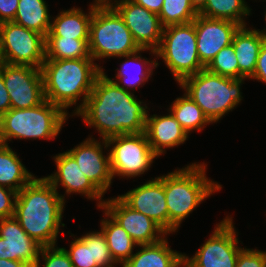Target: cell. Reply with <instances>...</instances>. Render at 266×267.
<instances>
[{"mask_svg":"<svg viewBox=\"0 0 266 267\" xmlns=\"http://www.w3.org/2000/svg\"><path fill=\"white\" fill-rule=\"evenodd\" d=\"M104 71L97 76L84 106L74 116L95 128L99 139L145 132L148 104L119 87Z\"/></svg>","mask_w":266,"mask_h":267,"instance_id":"cell-1","label":"cell"},{"mask_svg":"<svg viewBox=\"0 0 266 267\" xmlns=\"http://www.w3.org/2000/svg\"><path fill=\"white\" fill-rule=\"evenodd\" d=\"M65 202L45 178L34 177L17 192L14 217L24 231L42 247L57 245Z\"/></svg>","mask_w":266,"mask_h":267,"instance_id":"cell-2","label":"cell"},{"mask_svg":"<svg viewBox=\"0 0 266 267\" xmlns=\"http://www.w3.org/2000/svg\"><path fill=\"white\" fill-rule=\"evenodd\" d=\"M102 70L92 58L45 59L41 66L45 99L67 114L77 104L70 115L74 116L84 106Z\"/></svg>","mask_w":266,"mask_h":267,"instance_id":"cell-3","label":"cell"},{"mask_svg":"<svg viewBox=\"0 0 266 267\" xmlns=\"http://www.w3.org/2000/svg\"><path fill=\"white\" fill-rule=\"evenodd\" d=\"M207 166L205 162H194L164 174L168 236L178 232L184 219L206 198L222 189L221 184L206 176Z\"/></svg>","mask_w":266,"mask_h":267,"instance_id":"cell-4","label":"cell"},{"mask_svg":"<svg viewBox=\"0 0 266 267\" xmlns=\"http://www.w3.org/2000/svg\"><path fill=\"white\" fill-rule=\"evenodd\" d=\"M244 80L248 79L224 77L203 69L184 78L178 85L213 124L242 103L241 85Z\"/></svg>","mask_w":266,"mask_h":267,"instance_id":"cell-5","label":"cell"},{"mask_svg":"<svg viewBox=\"0 0 266 267\" xmlns=\"http://www.w3.org/2000/svg\"><path fill=\"white\" fill-rule=\"evenodd\" d=\"M69 115L46 99L32 108H11L0 117V143L9 145L12 139H55Z\"/></svg>","mask_w":266,"mask_h":267,"instance_id":"cell-6","label":"cell"},{"mask_svg":"<svg viewBox=\"0 0 266 267\" xmlns=\"http://www.w3.org/2000/svg\"><path fill=\"white\" fill-rule=\"evenodd\" d=\"M141 49L121 15L113 6L93 4L90 21L89 52L94 61L116 58Z\"/></svg>","mask_w":266,"mask_h":267,"instance_id":"cell-7","label":"cell"},{"mask_svg":"<svg viewBox=\"0 0 266 267\" xmlns=\"http://www.w3.org/2000/svg\"><path fill=\"white\" fill-rule=\"evenodd\" d=\"M194 22L171 25L163 29L156 59H162L176 83L205 69L197 53Z\"/></svg>","mask_w":266,"mask_h":267,"instance_id":"cell-8","label":"cell"},{"mask_svg":"<svg viewBox=\"0 0 266 267\" xmlns=\"http://www.w3.org/2000/svg\"><path fill=\"white\" fill-rule=\"evenodd\" d=\"M106 141L114 178L142 177L159 157L150 147L145 132L113 136Z\"/></svg>","mask_w":266,"mask_h":267,"instance_id":"cell-9","label":"cell"},{"mask_svg":"<svg viewBox=\"0 0 266 267\" xmlns=\"http://www.w3.org/2000/svg\"><path fill=\"white\" fill-rule=\"evenodd\" d=\"M238 234L232 215H226L193 256L184 253V267H236L238 254L243 249L238 245L241 242Z\"/></svg>","mask_w":266,"mask_h":267,"instance_id":"cell-10","label":"cell"},{"mask_svg":"<svg viewBox=\"0 0 266 267\" xmlns=\"http://www.w3.org/2000/svg\"><path fill=\"white\" fill-rule=\"evenodd\" d=\"M46 37L14 22L0 23V60L41 68L46 59Z\"/></svg>","mask_w":266,"mask_h":267,"instance_id":"cell-11","label":"cell"},{"mask_svg":"<svg viewBox=\"0 0 266 267\" xmlns=\"http://www.w3.org/2000/svg\"><path fill=\"white\" fill-rule=\"evenodd\" d=\"M11 108H32L45 100L41 68L0 62Z\"/></svg>","mask_w":266,"mask_h":267,"instance_id":"cell-12","label":"cell"},{"mask_svg":"<svg viewBox=\"0 0 266 267\" xmlns=\"http://www.w3.org/2000/svg\"><path fill=\"white\" fill-rule=\"evenodd\" d=\"M92 136L89 135L88 138L67 152L75 159L85 176L105 195L111 188L114 179L109 147L106 140H97Z\"/></svg>","mask_w":266,"mask_h":267,"instance_id":"cell-13","label":"cell"},{"mask_svg":"<svg viewBox=\"0 0 266 267\" xmlns=\"http://www.w3.org/2000/svg\"><path fill=\"white\" fill-rule=\"evenodd\" d=\"M56 170L51 174L44 176L52 186L58 191L61 186L64 188V194H60L66 203L65 195L80 194L88 200H95L97 209L102 208L104 194L88 179L80 170L75 159L67 152L56 154L53 157Z\"/></svg>","mask_w":266,"mask_h":267,"instance_id":"cell-14","label":"cell"},{"mask_svg":"<svg viewBox=\"0 0 266 267\" xmlns=\"http://www.w3.org/2000/svg\"><path fill=\"white\" fill-rule=\"evenodd\" d=\"M114 197L107 198L102 208L138 245L154 244L168 235L148 216L129 207L118 195Z\"/></svg>","mask_w":266,"mask_h":267,"instance_id":"cell-15","label":"cell"},{"mask_svg":"<svg viewBox=\"0 0 266 267\" xmlns=\"http://www.w3.org/2000/svg\"><path fill=\"white\" fill-rule=\"evenodd\" d=\"M113 7L123 18L140 48L156 50L161 42L164 27L158 14L150 12L132 0H121Z\"/></svg>","mask_w":266,"mask_h":267,"instance_id":"cell-16","label":"cell"},{"mask_svg":"<svg viewBox=\"0 0 266 267\" xmlns=\"http://www.w3.org/2000/svg\"><path fill=\"white\" fill-rule=\"evenodd\" d=\"M118 196L129 207L156 222L168 234V208L163 174Z\"/></svg>","mask_w":266,"mask_h":267,"instance_id":"cell-17","label":"cell"},{"mask_svg":"<svg viewBox=\"0 0 266 267\" xmlns=\"http://www.w3.org/2000/svg\"><path fill=\"white\" fill-rule=\"evenodd\" d=\"M193 22L197 38V53L204 67L222 48L232 44L235 33L241 27L230 20L211 19L199 14Z\"/></svg>","mask_w":266,"mask_h":267,"instance_id":"cell-18","label":"cell"},{"mask_svg":"<svg viewBox=\"0 0 266 267\" xmlns=\"http://www.w3.org/2000/svg\"><path fill=\"white\" fill-rule=\"evenodd\" d=\"M41 248L14 216L0 219V259L22 261L34 267Z\"/></svg>","mask_w":266,"mask_h":267,"instance_id":"cell-19","label":"cell"},{"mask_svg":"<svg viewBox=\"0 0 266 267\" xmlns=\"http://www.w3.org/2000/svg\"><path fill=\"white\" fill-rule=\"evenodd\" d=\"M163 116L148 111L145 123V134L152 150L160 157L166 149L178 147L188 140L189 135L180 123L167 111Z\"/></svg>","mask_w":266,"mask_h":267,"instance_id":"cell-20","label":"cell"},{"mask_svg":"<svg viewBox=\"0 0 266 267\" xmlns=\"http://www.w3.org/2000/svg\"><path fill=\"white\" fill-rule=\"evenodd\" d=\"M145 51H149V55L155 57L154 60L142 57L141 53ZM116 58H125V60L120 63V68L116 69L115 77L110 79L122 89L132 93H135L134 91L139 87H144L145 83L152 78L154 69L160 65L156 59V50L153 49L141 48L134 53Z\"/></svg>","mask_w":266,"mask_h":267,"instance_id":"cell-21","label":"cell"},{"mask_svg":"<svg viewBox=\"0 0 266 267\" xmlns=\"http://www.w3.org/2000/svg\"><path fill=\"white\" fill-rule=\"evenodd\" d=\"M93 16V3L85 13L80 7L60 10L52 17L50 31L46 37H63L76 40H89L90 21Z\"/></svg>","mask_w":266,"mask_h":267,"instance_id":"cell-22","label":"cell"},{"mask_svg":"<svg viewBox=\"0 0 266 267\" xmlns=\"http://www.w3.org/2000/svg\"><path fill=\"white\" fill-rule=\"evenodd\" d=\"M121 267H183L184 253L171 249L168 236L154 244L138 245Z\"/></svg>","mask_w":266,"mask_h":267,"instance_id":"cell-23","label":"cell"},{"mask_svg":"<svg viewBox=\"0 0 266 267\" xmlns=\"http://www.w3.org/2000/svg\"><path fill=\"white\" fill-rule=\"evenodd\" d=\"M266 37L260 29L241 26L235 33L232 44L239 65V79H250L256 67L259 52Z\"/></svg>","mask_w":266,"mask_h":267,"instance_id":"cell-24","label":"cell"},{"mask_svg":"<svg viewBox=\"0 0 266 267\" xmlns=\"http://www.w3.org/2000/svg\"><path fill=\"white\" fill-rule=\"evenodd\" d=\"M103 218L100 228L105 238L114 261L122 266L133 254L138 244L130 237L127 231L121 227L103 208Z\"/></svg>","mask_w":266,"mask_h":267,"instance_id":"cell-25","label":"cell"},{"mask_svg":"<svg viewBox=\"0 0 266 267\" xmlns=\"http://www.w3.org/2000/svg\"><path fill=\"white\" fill-rule=\"evenodd\" d=\"M29 171L15 150L0 143V186L19 192L35 177Z\"/></svg>","mask_w":266,"mask_h":267,"instance_id":"cell-26","label":"cell"},{"mask_svg":"<svg viewBox=\"0 0 266 267\" xmlns=\"http://www.w3.org/2000/svg\"><path fill=\"white\" fill-rule=\"evenodd\" d=\"M47 4L45 0H19V6L12 22L46 37L52 21Z\"/></svg>","mask_w":266,"mask_h":267,"instance_id":"cell-27","label":"cell"},{"mask_svg":"<svg viewBox=\"0 0 266 267\" xmlns=\"http://www.w3.org/2000/svg\"><path fill=\"white\" fill-rule=\"evenodd\" d=\"M180 123L188 135L193 131L202 132L207 125L212 124L201 108L184 92L166 109Z\"/></svg>","mask_w":266,"mask_h":267,"instance_id":"cell-28","label":"cell"},{"mask_svg":"<svg viewBox=\"0 0 266 267\" xmlns=\"http://www.w3.org/2000/svg\"><path fill=\"white\" fill-rule=\"evenodd\" d=\"M246 0H207L199 15L211 19H226L247 26L246 18L252 13Z\"/></svg>","mask_w":266,"mask_h":267,"instance_id":"cell-29","label":"cell"},{"mask_svg":"<svg viewBox=\"0 0 266 267\" xmlns=\"http://www.w3.org/2000/svg\"><path fill=\"white\" fill-rule=\"evenodd\" d=\"M46 59L92 58L89 40H76L63 37H46Z\"/></svg>","mask_w":266,"mask_h":267,"instance_id":"cell-30","label":"cell"},{"mask_svg":"<svg viewBox=\"0 0 266 267\" xmlns=\"http://www.w3.org/2000/svg\"><path fill=\"white\" fill-rule=\"evenodd\" d=\"M198 14L190 0H164L158 16L165 28L171 25L191 23Z\"/></svg>","mask_w":266,"mask_h":267,"instance_id":"cell-31","label":"cell"},{"mask_svg":"<svg viewBox=\"0 0 266 267\" xmlns=\"http://www.w3.org/2000/svg\"><path fill=\"white\" fill-rule=\"evenodd\" d=\"M205 69L217 75L239 79V65L233 44L222 48Z\"/></svg>","mask_w":266,"mask_h":267,"instance_id":"cell-32","label":"cell"},{"mask_svg":"<svg viewBox=\"0 0 266 267\" xmlns=\"http://www.w3.org/2000/svg\"><path fill=\"white\" fill-rule=\"evenodd\" d=\"M80 238L86 244H91L92 263H96L99 267H117L118 264L111 256L107 240L101 229L86 232Z\"/></svg>","mask_w":266,"mask_h":267,"instance_id":"cell-33","label":"cell"},{"mask_svg":"<svg viewBox=\"0 0 266 267\" xmlns=\"http://www.w3.org/2000/svg\"><path fill=\"white\" fill-rule=\"evenodd\" d=\"M71 233L70 237L74 239L67 250L62 247L68 254L73 267H99L96 263H92L91 244H86L80 237Z\"/></svg>","mask_w":266,"mask_h":267,"instance_id":"cell-34","label":"cell"},{"mask_svg":"<svg viewBox=\"0 0 266 267\" xmlns=\"http://www.w3.org/2000/svg\"><path fill=\"white\" fill-rule=\"evenodd\" d=\"M73 267L68 254L62 247H42L34 267Z\"/></svg>","mask_w":266,"mask_h":267,"instance_id":"cell-35","label":"cell"},{"mask_svg":"<svg viewBox=\"0 0 266 267\" xmlns=\"http://www.w3.org/2000/svg\"><path fill=\"white\" fill-rule=\"evenodd\" d=\"M236 267H266V251L243 248L238 254Z\"/></svg>","mask_w":266,"mask_h":267,"instance_id":"cell-36","label":"cell"},{"mask_svg":"<svg viewBox=\"0 0 266 267\" xmlns=\"http://www.w3.org/2000/svg\"><path fill=\"white\" fill-rule=\"evenodd\" d=\"M17 191L0 186V219L9 218L14 215Z\"/></svg>","mask_w":266,"mask_h":267,"instance_id":"cell-37","label":"cell"},{"mask_svg":"<svg viewBox=\"0 0 266 267\" xmlns=\"http://www.w3.org/2000/svg\"><path fill=\"white\" fill-rule=\"evenodd\" d=\"M250 80L265 83L266 85V40L263 42L256 62L255 72Z\"/></svg>","mask_w":266,"mask_h":267,"instance_id":"cell-38","label":"cell"},{"mask_svg":"<svg viewBox=\"0 0 266 267\" xmlns=\"http://www.w3.org/2000/svg\"><path fill=\"white\" fill-rule=\"evenodd\" d=\"M18 6L19 0H0V23L12 22Z\"/></svg>","mask_w":266,"mask_h":267,"instance_id":"cell-39","label":"cell"},{"mask_svg":"<svg viewBox=\"0 0 266 267\" xmlns=\"http://www.w3.org/2000/svg\"><path fill=\"white\" fill-rule=\"evenodd\" d=\"M11 109L10 96L0 73V117Z\"/></svg>","mask_w":266,"mask_h":267,"instance_id":"cell-40","label":"cell"},{"mask_svg":"<svg viewBox=\"0 0 266 267\" xmlns=\"http://www.w3.org/2000/svg\"><path fill=\"white\" fill-rule=\"evenodd\" d=\"M132 1L144 7L145 9L149 10L150 12H153L158 15L164 3V0H132Z\"/></svg>","mask_w":266,"mask_h":267,"instance_id":"cell-41","label":"cell"},{"mask_svg":"<svg viewBox=\"0 0 266 267\" xmlns=\"http://www.w3.org/2000/svg\"><path fill=\"white\" fill-rule=\"evenodd\" d=\"M0 267H30V266L22 261L0 259Z\"/></svg>","mask_w":266,"mask_h":267,"instance_id":"cell-42","label":"cell"},{"mask_svg":"<svg viewBox=\"0 0 266 267\" xmlns=\"http://www.w3.org/2000/svg\"><path fill=\"white\" fill-rule=\"evenodd\" d=\"M194 9L199 13L206 5L207 0H190Z\"/></svg>","mask_w":266,"mask_h":267,"instance_id":"cell-43","label":"cell"},{"mask_svg":"<svg viewBox=\"0 0 266 267\" xmlns=\"http://www.w3.org/2000/svg\"><path fill=\"white\" fill-rule=\"evenodd\" d=\"M118 1L121 0H93L91 3L96 6H113Z\"/></svg>","mask_w":266,"mask_h":267,"instance_id":"cell-44","label":"cell"},{"mask_svg":"<svg viewBox=\"0 0 266 267\" xmlns=\"http://www.w3.org/2000/svg\"><path fill=\"white\" fill-rule=\"evenodd\" d=\"M264 13H265L264 16H265V22H266V11ZM260 32L266 37V28L265 27Z\"/></svg>","mask_w":266,"mask_h":267,"instance_id":"cell-45","label":"cell"}]
</instances>
